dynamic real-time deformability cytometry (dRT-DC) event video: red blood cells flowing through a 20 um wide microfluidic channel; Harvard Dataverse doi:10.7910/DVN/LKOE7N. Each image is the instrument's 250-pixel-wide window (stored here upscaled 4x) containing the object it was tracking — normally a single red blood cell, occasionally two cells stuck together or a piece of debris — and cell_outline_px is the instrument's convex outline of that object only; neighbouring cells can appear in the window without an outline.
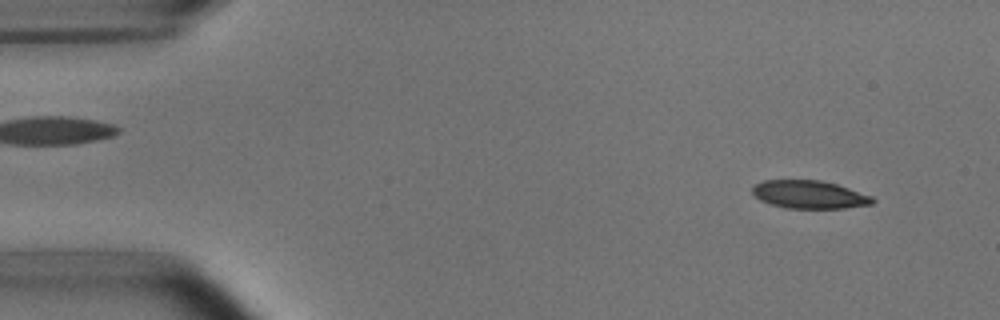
{"species": "common noctule bat (a hibernating species)", "species_latin": "Nyctalus noctula", "temperature_condition": "room temperature", "stored_images_in_passage": 51, "camera_frame_rate_fps": 3000, "um_per_image_px": 0.085, "animal": {"sex": "male", "body_mass_g": 15.6}, "frame": {"image": 1, "passage_image": 4, "time_ms": 1.0, "image_size_px": [1000, 320], "cell_outline_px": [[876, 200], [872, 204], [844, 208], [784, 208], [760, 200], [752, 192], [752, 188], [756, 184], [764, 180], [820, 180], [836, 184], [872, 196]], "centroid_in_image_um": [68.8, 16.54], "position_along_channel_um": 16.2, "area_um2": 19.48}}
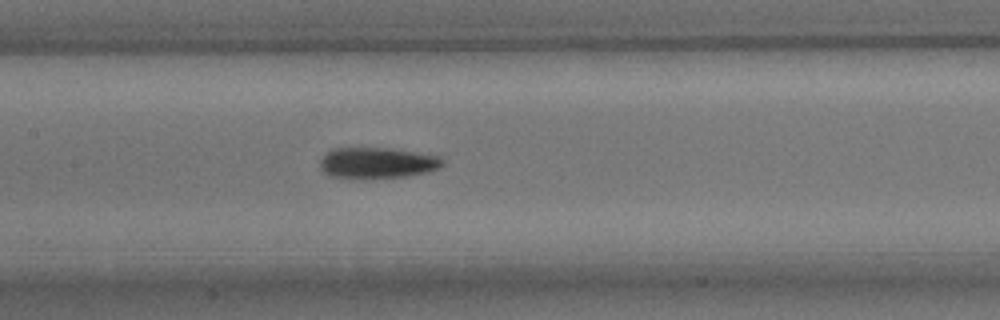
{"frame": {"image": 2, "passage_image": 24, "time_ms": 7.667, "image_size_px": [1000, 320], "cell_outline_px": [[444, 164], [440, 168], [428, 172], [404, 176], [364, 180], [328, 176], [320, 168], [320, 160], [324, 152], [332, 148], [392, 148], [440, 156], [444, 160]], "centroid_in_image_um": [32.03, 13.86], "position_along_channel_um": 175.4, "area_um2": 22.77}}
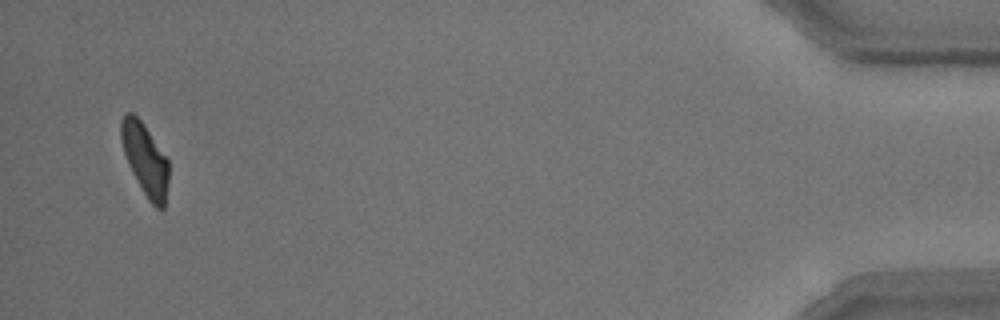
{"frame": {"image": 3, "passage_image": 50, "time_ms": 16.333, "image_size_px": [1000, 320], "cell_outline_px": [[168, 184], [164, 208], [156, 208], [148, 200], [132, 172], [128, 164], [124, 152], [120, 136], [120, 120], [124, 112], [132, 112], [140, 120], [168, 160]], "centroid_in_image_um": [12.31, 13.54], "position_along_channel_um": 422.9, "area_um2": 19.71}, "authors_computed_cell_mechanics": {"area_um2": 21.2704, "velocity_mm_per_s": 3.8039, "shape_relaxation_time_tau1_ms": 3.9644, "shape_relaxation_time_tau2_ms": 2.7936, "deformation_change_tau1": 0.1577, "deformation_change_tau2": 0.099}}